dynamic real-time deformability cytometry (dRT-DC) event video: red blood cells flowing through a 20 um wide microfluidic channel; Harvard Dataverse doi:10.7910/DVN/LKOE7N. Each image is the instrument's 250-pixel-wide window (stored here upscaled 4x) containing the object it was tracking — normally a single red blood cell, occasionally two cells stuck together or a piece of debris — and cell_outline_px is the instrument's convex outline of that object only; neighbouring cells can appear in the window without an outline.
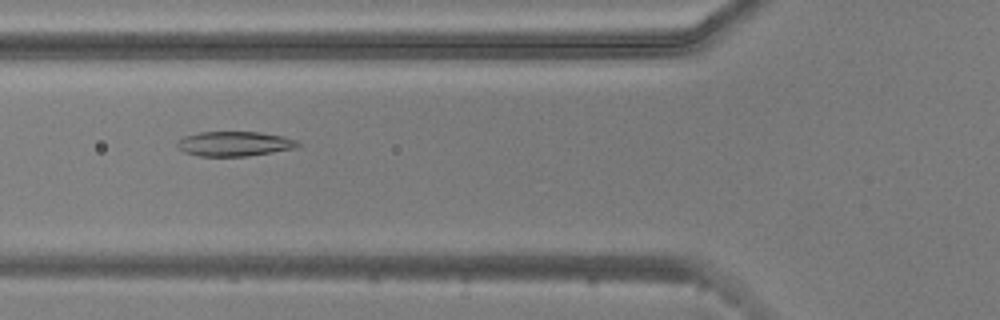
{"species": "common noctule bat (a hibernating species)", "species_latin": "Nyctalus noctula", "temperature_condition": "warm", "stored_images_in_passage": 53, "camera_frame_rate_fps": 3000, "um_per_image_px": 0.085, "animal": {"sex": "male", "body_mass_g": 20.5, "forearm_length_mm": 52.5}, "frame": {"image": 1, "passage_image": 19, "time_ms": 6.0, "image_size_px": [1000, 320], "cell_outline_px": [[300, 144], [296, 148], [248, 156], [200, 156], [184, 152], [176, 144], [176, 140], [184, 136], [200, 132], [260, 132], [284, 136], [296, 140]], "centroid_in_image_um": [19.92, 12.22], "position_along_channel_um": 105.9, "area_um2": 17.4}}
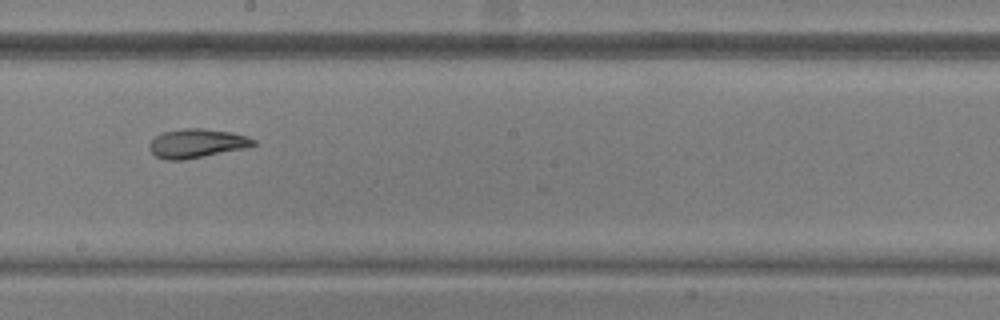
{"frame": {"image": 2, "passage_image": 29, "time_ms": 9.333, "image_size_px": [1000, 320], "cell_outline_px": [[256, 144], [244, 148], [184, 160], [164, 160], [156, 156], [148, 148], [148, 144], [156, 136], [164, 132], [180, 128], [204, 128], [232, 132], [248, 136], [256, 140]], "centroid_in_image_um": [16.71, 12.18], "position_along_channel_um": 231.5, "area_um2": 17.63}}
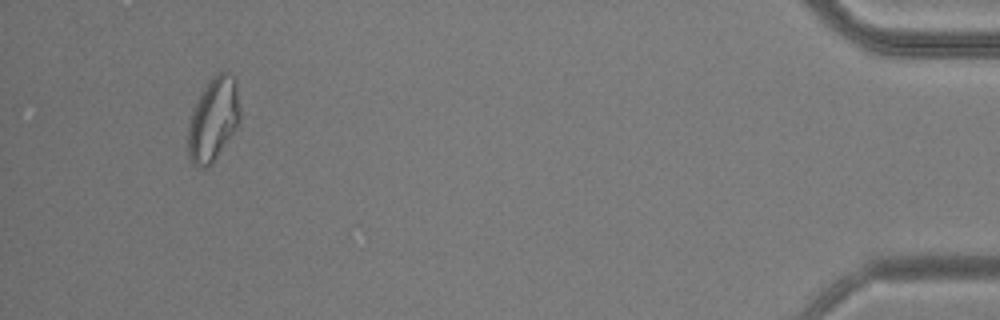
{"frame": {"image": 3, "passage_image": 50, "time_ms": 16.333, "image_size_px": [1000, 320], "cell_outline_px": [[240, 120], [236, 128], [212, 164], [208, 168], [196, 168], [192, 164], [188, 156], [188, 124], [192, 112], [200, 92], [208, 80], [216, 72], [228, 72], [236, 76], [240, 108]], "centroid_in_image_um": [18.13, 10.13], "position_along_channel_um": 417.1, "area_um2": 25.84}, "authors_computed_cell_mechanics": {"area_um2": 20.1722, "velocity_mm_per_s": 3.759, "shape_relaxation_time_tau1_ms": 8.4833, "shape_relaxation_time_tau2_ms": 3.1967, "deformation_change_tau1": 0.2225, "deformation_change_tau2": 0.0871}}